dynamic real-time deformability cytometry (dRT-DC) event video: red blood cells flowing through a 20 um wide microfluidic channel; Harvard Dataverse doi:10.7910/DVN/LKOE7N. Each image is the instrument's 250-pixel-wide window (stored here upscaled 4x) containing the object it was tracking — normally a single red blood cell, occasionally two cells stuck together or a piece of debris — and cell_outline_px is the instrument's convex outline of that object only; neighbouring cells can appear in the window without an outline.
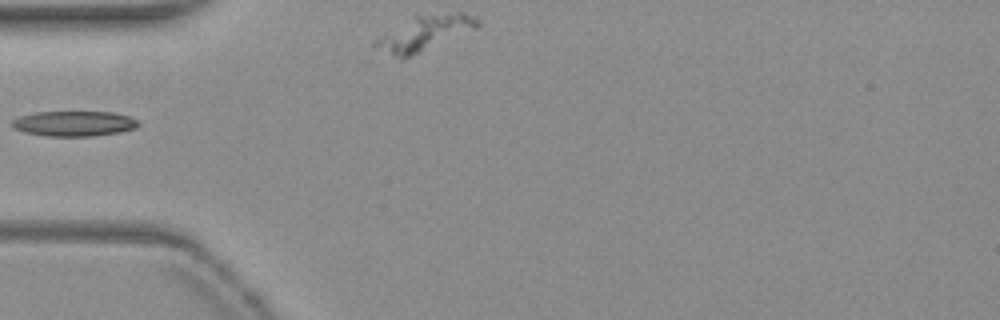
{"species": "common noctule bat (a hibernating species)", "species_latin": "Nyctalus noctula", "temperature_condition": "warm", "stored_images_in_passage": 26, "camera_frame_rate_fps": 3000, "um_per_image_px": 0.085, "animal": {"sex": "female", "body_mass_g": 19.3, "forearm_length_mm": 54.1}, "frame": {"image": 1, "passage_image": 1, "time_ms": 0.0, "image_size_px": [1000, 320], "cell_outline_px": [[140, 124], [136, 128], [120, 132], [92, 136], [48, 136], [24, 132], [16, 128], [12, 124], [12, 120], [20, 116], [36, 112], [112, 112], [128, 116], [136, 120]], "centroid_in_image_um": [6.31, 10.5], "position_along_channel_um": 78.7, "area_um2": 18.38}}
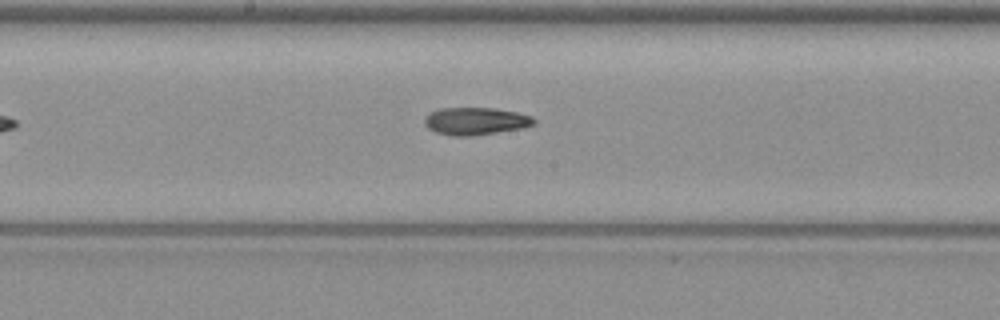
{"frame": {"image": 2, "passage_image": 11, "time_ms": 3.333, "image_size_px": [1000, 320], "cell_outline_px": [[536, 124], [524, 128], [472, 136], [452, 136], [436, 132], [428, 128], [424, 124], [424, 120], [432, 112], [440, 108], [496, 108], [516, 112], [532, 116], [536, 120]], "centroid_in_image_um": [40.47, 10.3], "position_along_channel_um": 207.7, "area_um2": 17.57}}
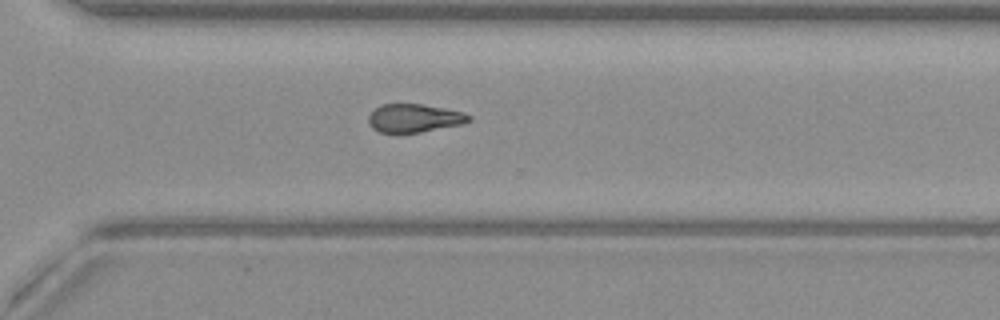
{"frame": {"image": 3, "passage_image": 21, "time_ms": 6.667, "image_size_px": [1000, 320], "cell_outline_px": [[472, 120], [460, 124], [400, 136], [380, 132], [372, 128], [368, 124], [368, 116], [380, 104], [420, 104], [444, 108], [464, 112], [472, 116]], "centroid_in_image_um": [35.16, 10.07], "position_along_channel_um": 335.4, "area_um2": 16.99}}